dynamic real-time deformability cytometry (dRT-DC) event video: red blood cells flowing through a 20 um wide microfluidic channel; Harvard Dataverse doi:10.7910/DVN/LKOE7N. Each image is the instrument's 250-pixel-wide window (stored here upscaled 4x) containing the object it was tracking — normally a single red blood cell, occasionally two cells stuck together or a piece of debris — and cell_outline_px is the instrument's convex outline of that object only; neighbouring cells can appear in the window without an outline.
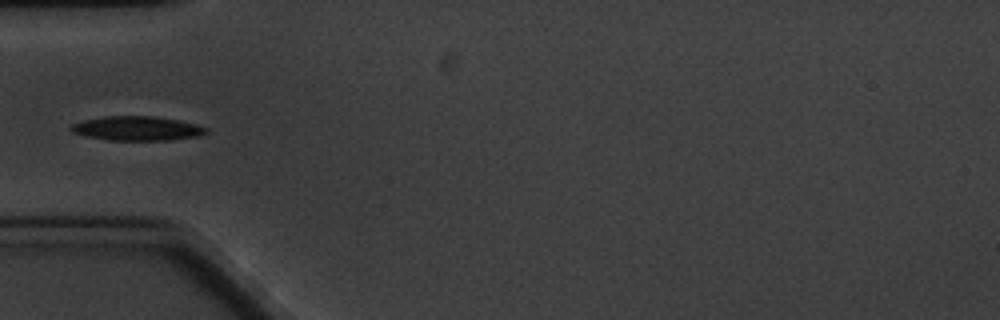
{"species": "common noctule bat (a hibernating species)", "species_latin": "Nyctalus noctula", "temperature_condition": "cold", "stored_images_in_passage": 6, "camera_frame_rate_fps": 3000, "um_per_image_px": 0.085, "animal": {"sex": "male", "body_mass_g": 20.1, "forearm_length_mm": 53.5}, "frame": {"image": 1, "passage_image": 5, "time_ms": 4.667, "image_size_px": [1000, 320], "cell_outline_px": [[208, 132], [200, 136], [172, 140], [108, 140], [88, 136], [72, 132], [68, 128], [72, 124], [84, 120], [104, 116], [152, 116], [176, 120], [196, 124], [208, 128]], "centroid_in_image_um": [11.66, 10.92], "position_along_channel_um": 73.3, "area_um2": 19.07}}